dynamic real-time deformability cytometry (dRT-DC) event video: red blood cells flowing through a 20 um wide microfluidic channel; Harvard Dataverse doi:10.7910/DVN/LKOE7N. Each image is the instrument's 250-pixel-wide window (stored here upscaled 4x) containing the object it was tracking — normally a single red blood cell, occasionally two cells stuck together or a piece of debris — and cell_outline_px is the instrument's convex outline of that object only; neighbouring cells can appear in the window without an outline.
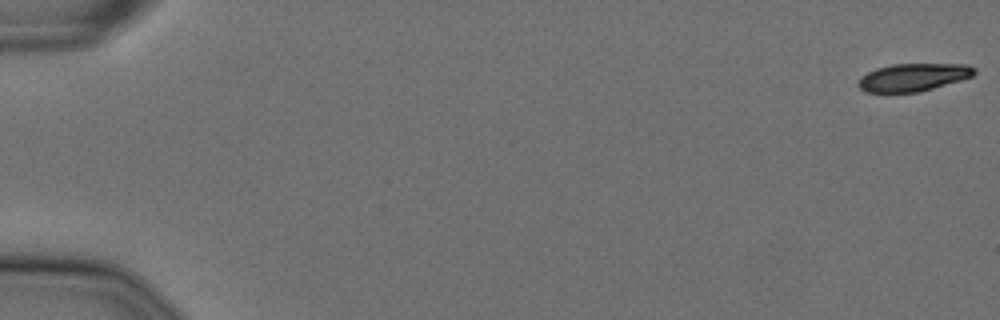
{"species": "Egyptian fruit bat (a non-hibernating species)", "species_latin": "Rousettus aegyptiacus", "temperature_condition": "cold", "stored_images_in_passage": 57, "camera_frame_rate_fps": 3000, "um_per_image_px": 0.085, "animal": {"sex": "female"}, "frame": {"image": 1, "passage_image": 1, "time_ms": 0.0, "image_size_px": [1000, 320], "cell_outline_px": [[976, 72], [972, 76], [960, 80], [920, 92], [864, 92], [856, 84], [860, 76], [876, 68], [892, 64], [968, 64], [976, 68]], "centroid_in_image_um": [77.6, 6.56], "position_along_channel_um": 7.4, "area_um2": 18.84}}
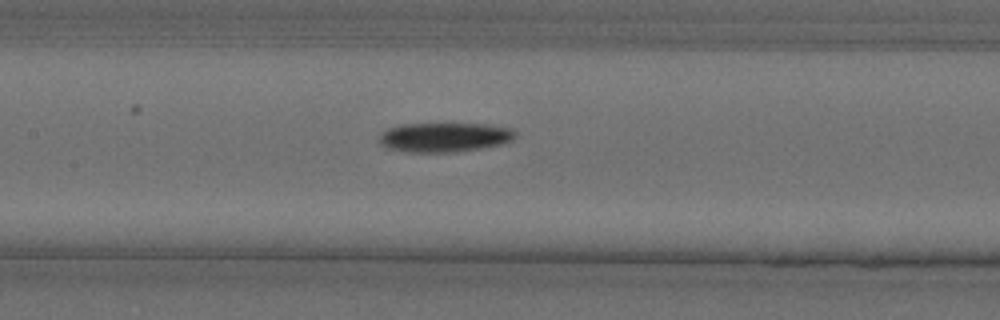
{"frame": {"image": 2, "passage_image": 28, "time_ms": 9.0, "image_size_px": [1000, 320], "cell_outline_px": [[516, 136], [512, 140], [500, 144], [452, 152], [408, 152], [388, 148], [380, 144], [380, 136], [388, 128], [400, 124], [488, 124], [512, 128], [516, 132]], "centroid_in_image_um": [37.78, 11.65], "position_along_channel_um": 169.6, "area_um2": 23.06}}
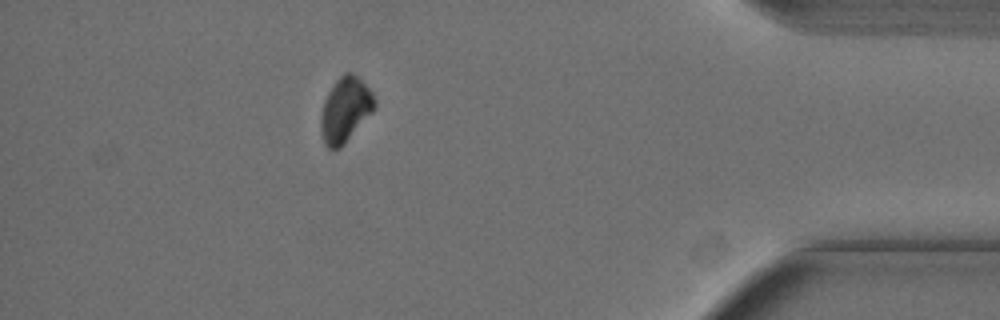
{"frame": {"image": 3, "passage_image": 51, "time_ms": 16.667, "image_size_px": [1000, 320], "cell_outline_px": [[376, 108], [344, 144], [340, 148], [328, 148], [324, 144], [320, 128], [320, 116], [324, 100], [328, 92], [336, 80], [344, 72], [352, 72], [372, 92], [376, 100]], "centroid_in_image_um": [29.34, 9.33], "position_along_channel_um": 405.9, "area_um2": 20.29}, "authors_computed_cell_mechanics": {"area_um2": 21.7906, "velocity_mm_per_s": 3.6135, "shape_relaxation_time_tau1_ms": 4.1601, "shape_relaxation_time_tau2_ms": null, "deformation_change_tau1": 0.0909, "deformation_change_tau2": null}}